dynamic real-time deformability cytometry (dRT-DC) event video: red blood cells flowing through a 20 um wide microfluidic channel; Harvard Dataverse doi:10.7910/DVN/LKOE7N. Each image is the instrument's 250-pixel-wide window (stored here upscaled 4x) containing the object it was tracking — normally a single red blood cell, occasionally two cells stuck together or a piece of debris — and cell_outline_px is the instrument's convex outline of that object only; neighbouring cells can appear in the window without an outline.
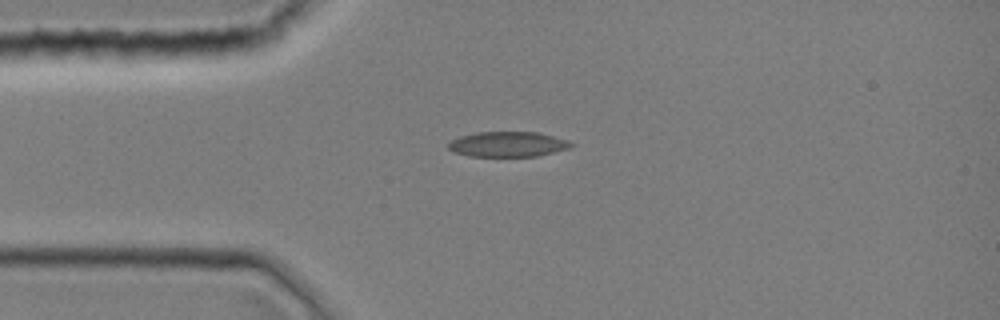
{"species": "common noctule bat (a hibernating species)", "species_latin": "Nyctalus noctula", "temperature_condition": "room temperature", "stored_images_in_passage": 34, "camera_frame_rate_fps": 3000, "um_per_image_px": 0.085, "animal": {"sex": "female", "body_mass_g": 19.0, "forearm_length_mm": 51.5}, "frame": {"image": 1, "passage_image": 1, "time_ms": 0.0, "image_size_px": [1000, 320], "cell_outline_px": [[576, 144], [568, 148], [536, 156], [468, 156], [452, 152], [448, 148], [448, 144], [452, 140], [460, 136], [476, 132], [536, 132], [568, 140]], "centroid_in_image_um": [43.13, 12.26], "position_along_channel_um": 41.9, "area_um2": 17.92}}
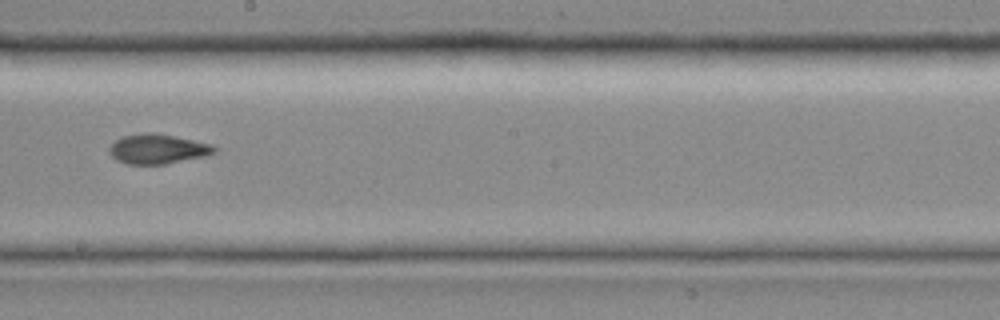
{"frame": {"image": 2, "passage_image": 15, "time_ms": 4.667, "image_size_px": [1000, 320], "cell_outline_px": [[216, 152], [204, 156], [164, 164], [128, 164], [116, 160], [108, 152], [108, 148], [116, 140], [124, 136], [144, 132], [156, 132], [212, 144], [216, 148]], "centroid_in_image_um": [13.38, 12.65], "position_along_channel_um": 234.8, "area_um2": 18.15}}
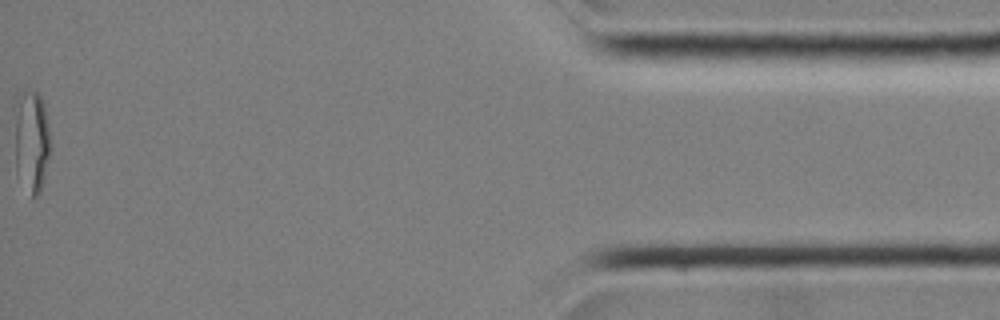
{"frame": {"image": 3, "passage_image": 34, "time_ms": 11.0, "image_size_px": [1000, 320], "cell_outline_px": [[48, 156], [44, 176], [40, 192], [36, 196], [32, 196], [16, 172], [16, 120], [24, 88], [28, 88], [36, 92], [40, 96], [44, 108], [48, 124]], "centroid_in_image_um": [2.69, 12.02], "position_along_channel_um": 432.5, "area_um2": 19.88}}